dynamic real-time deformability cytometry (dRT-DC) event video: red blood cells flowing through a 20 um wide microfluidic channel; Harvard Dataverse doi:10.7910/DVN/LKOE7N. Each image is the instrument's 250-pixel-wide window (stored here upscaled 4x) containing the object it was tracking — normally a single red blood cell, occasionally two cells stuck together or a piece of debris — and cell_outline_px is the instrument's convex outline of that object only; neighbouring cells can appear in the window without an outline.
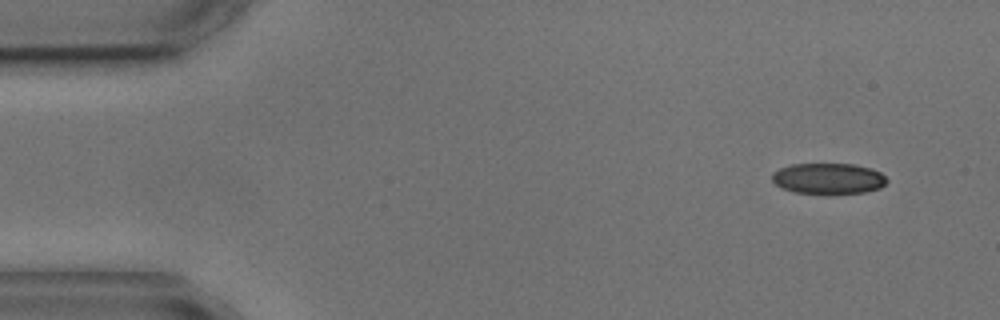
{"species": "common noctule bat (a hibernating species)", "species_latin": "Nyctalus noctula", "temperature_condition": "cold", "stored_images_in_passage": 4, "camera_frame_rate_fps": 3000, "um_per_image_px": 0.085, "animal": {"sex": "male", "body_mass_g": 17.9, "forearm_length_mm": 54.2}, "frame": {"image": 1, "passage_image": 1, "time_ms": 0.0, "image_size_px": [1000, 320], "cell_outline_px": [[888, 180], [880, 188], [864, 192], [792, 192], [776, 184], [772, 180], [772, 172], [780, 168], [792, 164], [852, 164], [872, 168], [880, 172]], "centroid_in_image_um": [70.41, 15.15], "position_along_channel_um": 14.6, "area_um2": 20.17}}
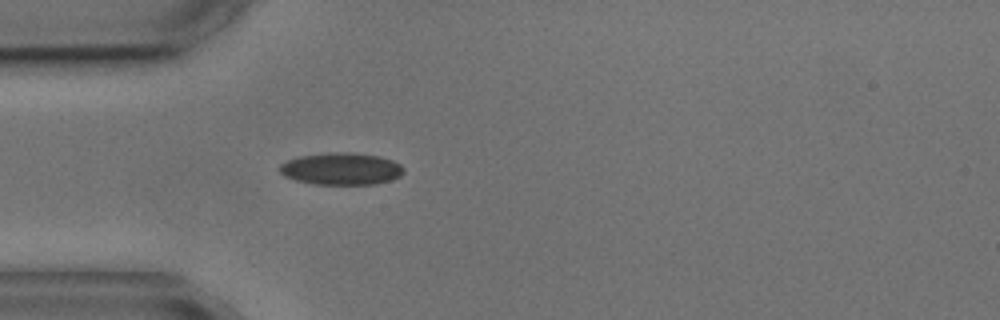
{"frame": {"image": 2, "passage_image": 4, "time_ms": 3.667, "image_size_px": [1000, 320], "cell_outline_px": [[404, 172], [400, 176], [392, 180], [376, 184], [316, 184], [296, 180], [284, 176], [280, 172], [280, 164], [288, 160], [300, 156], [332, 152], [352, 152], [380, 156], [392, 160], [400, 164], [404, 168]], "centroid_in_image_um": [29.04, 14.34], "position_along_channel_um": 56.0, "area_um2": 23.24}}